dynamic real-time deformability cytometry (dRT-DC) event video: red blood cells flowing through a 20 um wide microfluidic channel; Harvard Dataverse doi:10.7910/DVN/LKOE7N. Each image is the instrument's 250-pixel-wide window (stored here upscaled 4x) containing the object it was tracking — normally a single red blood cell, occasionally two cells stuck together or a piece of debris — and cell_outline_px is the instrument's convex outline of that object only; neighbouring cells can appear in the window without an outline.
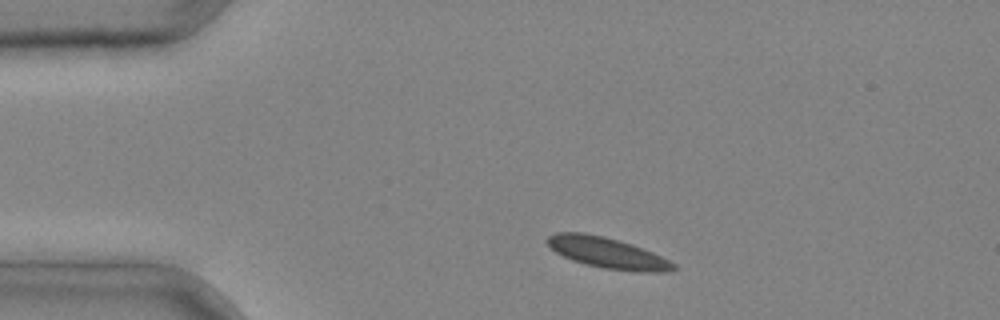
{"species": "common noctule bat (a hibernating species)", "species_latin": "Nyctalus noctula", "temperature_condition": "cold", "stored_images_in_passage": 3, "camera_frame_rate_fps": 3000, "um_per_image_px": 0.085, "animal": {"sex": "male", "body_mass_g": 20.4}, "frame": {"image": 1, "passage_image": 3, "time_ms": 0.667, "image_size_px": [1000, 320], "cell_outline_px": [[680, 268], [668, 272], [636, 272], [604, 268], [584, 264], [572, 260], [556, 252], [544, 240], [548, 236], [556, 232], [584, 232], [604, 236], [632, 244], [652, 252], [676, 264]], "centroid_in_image_um": [51.65, 21.49], "position_along_channel_um": 33.4, "area_um2": 22.83}}